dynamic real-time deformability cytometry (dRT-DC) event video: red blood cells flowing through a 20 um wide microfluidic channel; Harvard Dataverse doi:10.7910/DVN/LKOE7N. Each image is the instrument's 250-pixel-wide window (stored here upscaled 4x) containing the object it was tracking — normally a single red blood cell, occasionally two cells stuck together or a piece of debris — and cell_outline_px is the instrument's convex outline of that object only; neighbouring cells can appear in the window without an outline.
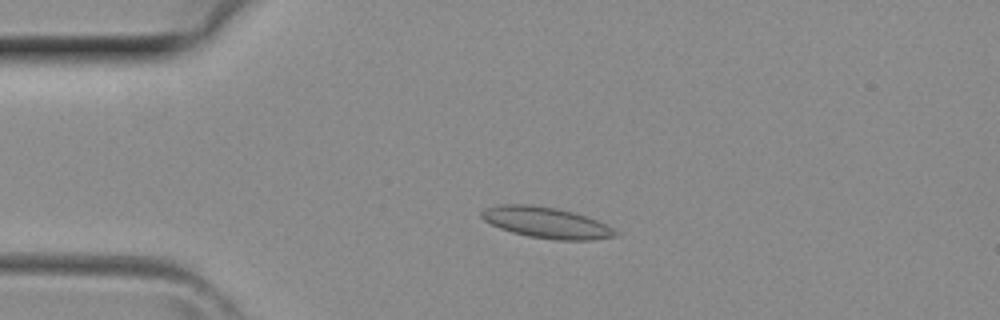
{"species": "common noctule bat (a hibernating species)", "species_latin": "Nyctalus noctula", "temperature_condition": "room temperature", "stored_images_in_passage": 4, "camera_frame_rate_fps": 3000, "um_per_image_px": 0.085, "animal": {"sex": "female", "body_mass_g": 29.2, "forearm_length_mm": 56.3}, "frame": {"image": 1, "passage_image": 3, "time_ms": 0.667, "image_size_px": [1000, 320], "cell_outline_px": [[620, 236], [592, 240], [556, 240], [528, 236], [512, 232], [500, 228], [484, 220], [480, 216], [480, 212], [484, 208], [500, 204], [532, 204], [556, 208], [588, 216], [620, 232]], "centroid_in_image_um": [46.45, 18.92], "position_along_channel_um": 38.6, "area_um2": 24.33}}
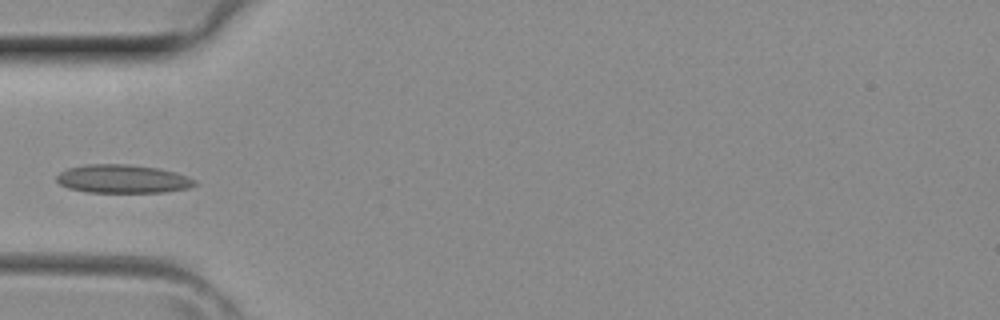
{"frame": {"image": 2, "passage_image": 4, "time_ms": 1.0, "image_size_px": [1000, 320], "cell_outline_px": [[196, 184], [188, 188], [164, 192], [84, 192], [68, 188], [60, 184], [56, 180], [56, 176], [60, 172], [68, 168], [84, 164], [128, 164], [160, 168], [176, 172], [188, 176], [196, 180]], "centroid_in_image_um": [10.42, 15.2], "position_along_channel_um": 74.6, "area_um2": 23.06}}